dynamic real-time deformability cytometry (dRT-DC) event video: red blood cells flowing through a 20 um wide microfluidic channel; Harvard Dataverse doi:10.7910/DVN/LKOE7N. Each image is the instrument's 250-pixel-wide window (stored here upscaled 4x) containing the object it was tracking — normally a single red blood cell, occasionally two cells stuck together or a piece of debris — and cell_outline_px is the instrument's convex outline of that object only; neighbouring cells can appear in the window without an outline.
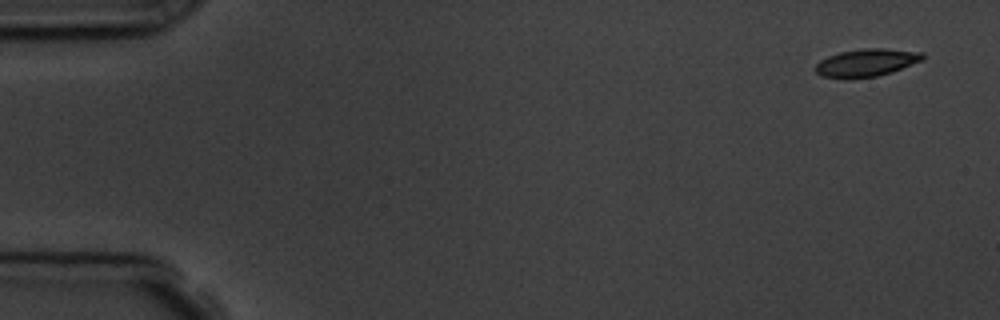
{"species": "common noctule bat (a hibernating species)", "species_latin": "Nyctalus noctula", "temperature_condition": "room temperature", "stored_images_in_passage": 5, "camera_frame_rate_fps": 3000, "um_per_image_px": 0.085, "animal": {"sex": "male", "body_mass_g": 19.5, "forearm_length_mm": 54.6}, "frame": {"image": 1, "passage_image": 1, "time_ms": 0.0, "image_size_px": [1000, 320], "cell_outline_px": [[924, 60], [892, 72], [876, 76], [848, 80], [820, 76], [816, 72], [816, 64], [820, 60], [828, 56], [840, 52], [864, 48], [884, 48], [924, 52]], "centroid_in_image_um": [73.65, 5.34], "position_along_channel_um": 11.4, "area_um2": 17.63}}
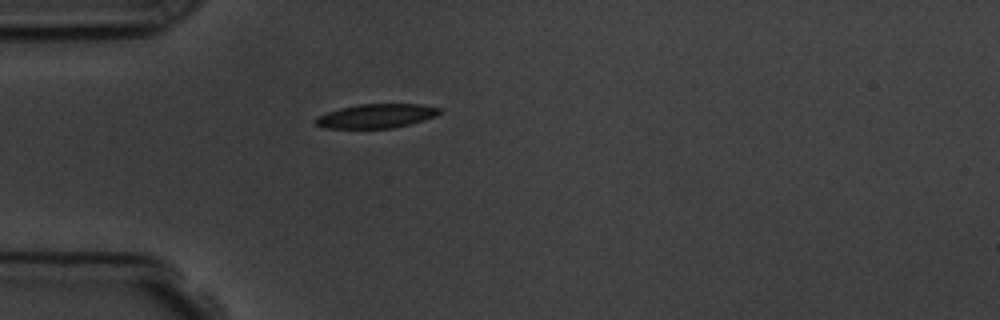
{"frame": {"image": 2, "passage_image": 5, "time_ms": 4.333, "image_size_px": [1000, 320], "cell_outline_px": [[440, 112], [436, 116], [408, 124], [392, 128], [328, 128], [316, 124], [312, 120], [316, 116], [340, 108], [360, 104], [420, 104], [440, 108]], "centroid_in_image_um": [31.95, 9.85], "position_along_channel_um": 53.1, "area_um2": 17.22}}